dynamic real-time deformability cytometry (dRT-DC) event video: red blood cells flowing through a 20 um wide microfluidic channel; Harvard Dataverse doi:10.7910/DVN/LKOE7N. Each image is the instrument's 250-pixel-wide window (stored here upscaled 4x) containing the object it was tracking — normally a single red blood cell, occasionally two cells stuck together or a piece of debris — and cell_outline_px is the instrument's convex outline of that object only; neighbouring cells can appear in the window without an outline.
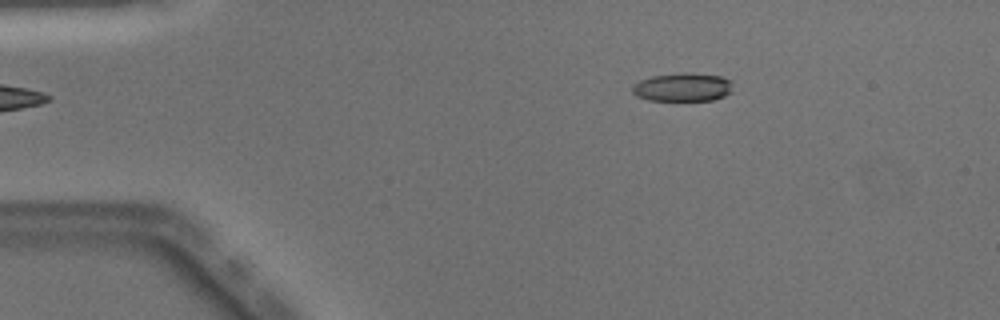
{"species": "Egyptian fruit bat (a non-hibernating species)", "species_latin": "Rousettus aegyptiacus", "temperature_condition": "warm", "stored_images_in_passage": 42, "camera_frame_rate_fps": 3000, "um_per_image_px": 0.085, "animal": {"sex": "male"}, "frame": {"image": 1, "passage_image": 1, "time_ms": 0.0, "image_size_px": [1000, 320], "cell_outline_px": [[732, 92], [724, 96], [712, 100], [648, 100], [636, 96], [632, 92], [632, 84], [640, 80], [652, 76], [680, 72], [692, 72], [720, 76], [732, 80]], "centroid_in_image_um": [58.03, 7.39], "position_along_channel_um": 27.0, "area_um2": 16.94}}
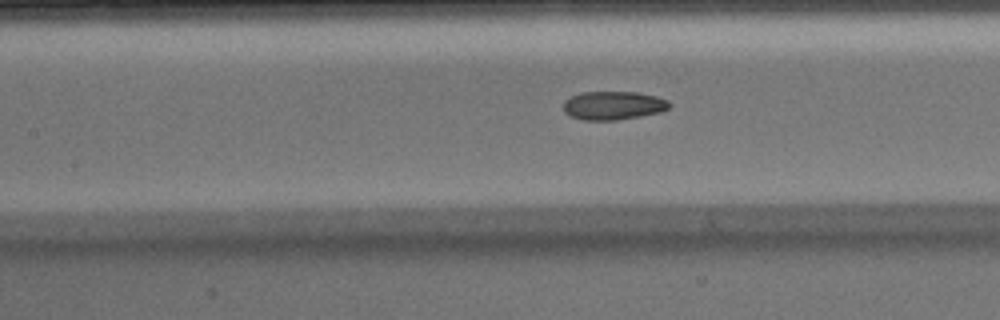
{"frame": {"image": 2, "passage_image": 15, "time_ms": 4.667, "image_size_px": [1000, 320], "cell_outline_px": [[672, 104], [668, 108], [660, 112], [640, 116], [616, 120], [584, 120], [572, 116], [564, 112], [564, 100], [580, 92], [636, 92], [656, 96], [668, 100]], "centroid_in_image_um": [52.14, 8.96], "position_along_channel_um": 155.3, "area_um2": 17.57}}
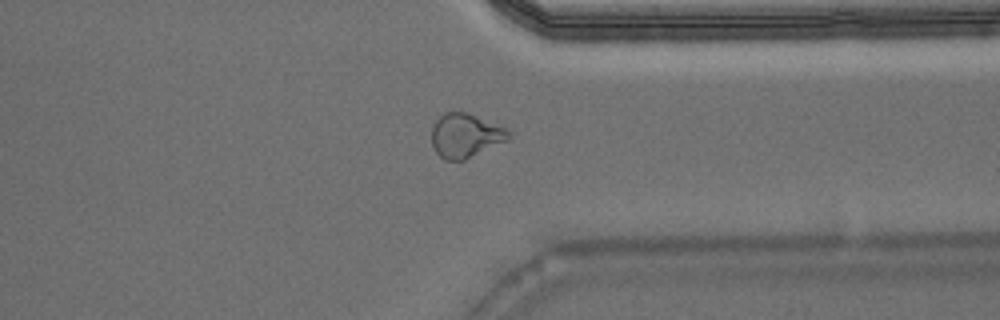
{"frame": {"image": 3, "passage_image": 31, "time_ms": 10.0, "image_size_px": [1000, 320], "cell_outline_px": [[512, 136], [508, 140], [464, 160], [444, 160], [436, 152], [432, 144], [432, 128], [436, 120], [444, 112], [468, 112], [508, 128]], "centroid_in_image_um": [39.59, 11.51], "position_along_channel_um": 371.8, "area_um2": 19.88}, "authors_computed_cell_mechanics": {"area_um2": 18.1781, "velocity_mm_per_s": 4.0966, "shape_relaxation_time_tau1_ms": null, "shape_relaxation_time_tau2_ms": 2.5499, "deformation_change_tau1": null, "deformation_change_tau2": 0.0906}}